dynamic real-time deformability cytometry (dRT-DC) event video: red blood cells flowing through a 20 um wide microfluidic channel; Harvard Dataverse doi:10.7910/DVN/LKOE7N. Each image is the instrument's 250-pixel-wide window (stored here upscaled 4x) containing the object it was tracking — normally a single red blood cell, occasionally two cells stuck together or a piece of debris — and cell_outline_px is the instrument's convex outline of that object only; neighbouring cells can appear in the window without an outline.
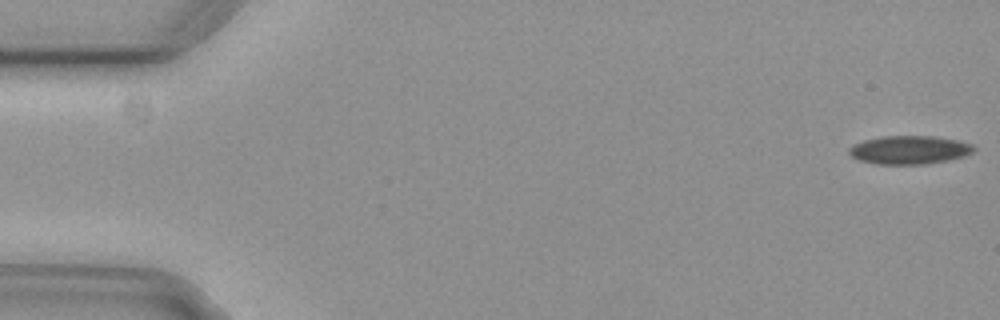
{"species": "common noctule bat (a hibernating species)", "species_latin": "Nyctalus noctula", "temperature_condition": "cold", "stored_images_in_passage": 5, "camera_frame_rate_fps": 3000, "um_per_image_px": 0.085, "animal": {"sex": "female", "body_mass_g": 29.2, "forearm_length_mm": 56.3}, "frame": {"image": 1, "passage_image": 1, "time_ms": 0.0, "image_size_px": [1000, 320], "cell_outline_px": [[976, 148], [972, 152], [964, 156], [948, 160], [924, 164], [876, 164], [856, 160], [848, 152], [848, 148], [852, 144], [864, 140], [880, 136], [932, 136], [956, 140], [972, 144]], "centroid_in_image_um": [77.25, 12.74], "position_along_channel_um": 7.8, "area_um2": 20.75}}